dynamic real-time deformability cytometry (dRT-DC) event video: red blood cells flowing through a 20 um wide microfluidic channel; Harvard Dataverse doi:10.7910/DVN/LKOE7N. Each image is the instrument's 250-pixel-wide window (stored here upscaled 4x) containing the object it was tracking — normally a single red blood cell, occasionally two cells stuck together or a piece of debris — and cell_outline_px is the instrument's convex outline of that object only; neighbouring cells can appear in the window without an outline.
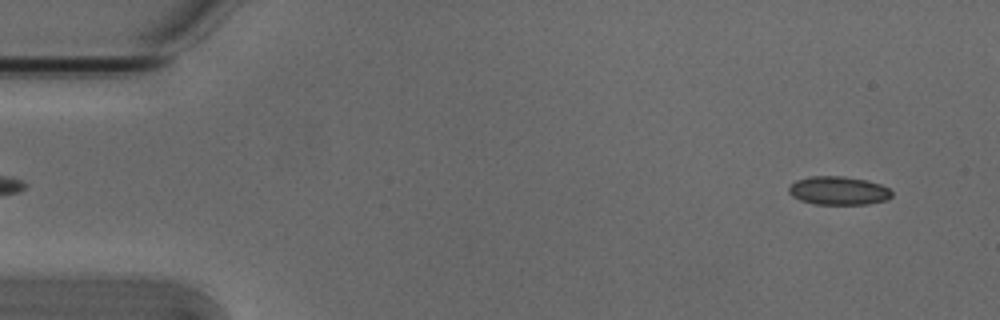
{"species": "Egyptian fruit bat (a non-hibernating species)", "species_latin": "Rousettus aegyptiacus", "temperature_condition": "cold", "stored_images_in_passage": 52, "camera_frame_rate_fps": 3000, "um_per_image_px": 0.085, "animal": {"sex": "male"}, "frame": {"image": 1, "passage_image": 3, "time_ms": 0.667, "image_size_px": [1000, 320], "cell_outline_px": [[892, 196], [888, 200], [868, 204], [812, 204], [800, 200], [792, 196], [788, 192], [788, 188], [796, 180], [812, 176], [844, 176], [868, 180], [880, 184], [888, 188], [892, 192]], "centroid_in_image_um": [71.28, 16.21], "position_along_channel_um": 13.7, "area_um2": 17.22}}
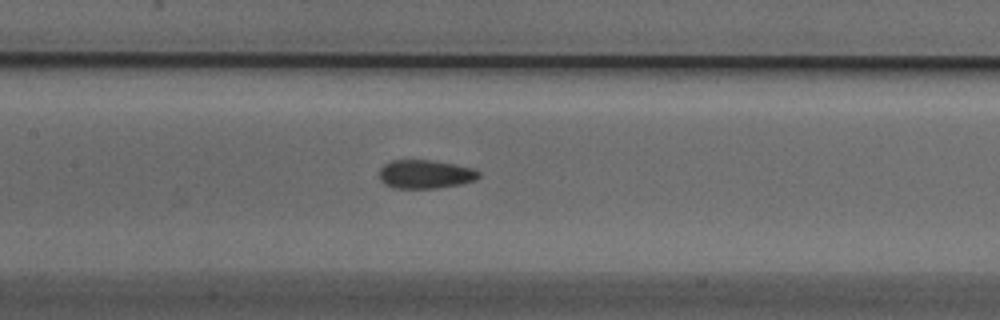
{"frame": {"image": 2, "passage_image": 24, "time_ms": 7.667, "image_size_px": [1000, 320], "cell_outline_px": [[480, 176], [476, 180], [460, 184], [436, 188], [396, 188], [384, 184], [380, 180], [380, 168], [384, 164], [392, 160], [432, 160], [456, 164], [476, 168], [480, 172]], "centroid_in_image_um": [36.19, 14.8], "position_along_channel_um": 171.2, "area_um2": 16.76}}
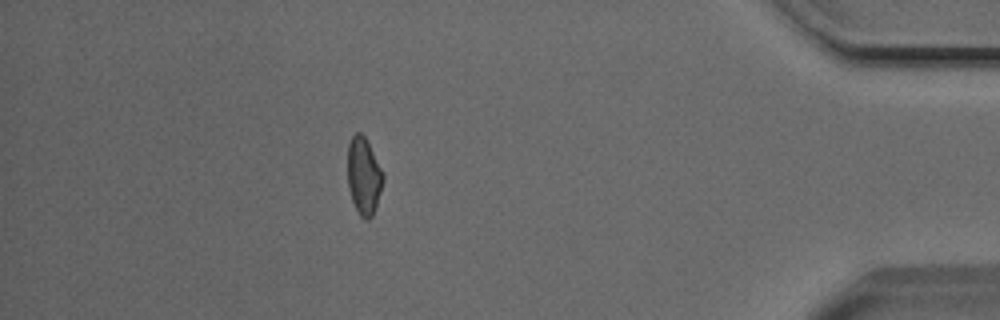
{"frame": {"image": 3, "passage_image": 46, "time_ms": 15.0, "image_size_px": [1000, 320], "cell_outline_px": [[384, 180], [372, 216], [368, 220], [364, 220], [360, 216], [352, 200], [348, 188], [348, 144], [352, 136], [356, 132], [360, 132], [364, 136], [384, 172]], "centroid_in_image_um": [30.92, 14.96], "position_along_channel_um": 404.3, "area_um2": 15.9}, "authors_computed_cell_mechanics": {"area_um2": 16.4441, "velocity_mm_per_s": 3.8513, "shape_relaxation_time_tau1_ms": 5.2703, "shape_relaxation_time_tau2_ms": 2.3845, "deformation_change_tau1": 0.121, "deformation_change_tau2": 0.0767}}